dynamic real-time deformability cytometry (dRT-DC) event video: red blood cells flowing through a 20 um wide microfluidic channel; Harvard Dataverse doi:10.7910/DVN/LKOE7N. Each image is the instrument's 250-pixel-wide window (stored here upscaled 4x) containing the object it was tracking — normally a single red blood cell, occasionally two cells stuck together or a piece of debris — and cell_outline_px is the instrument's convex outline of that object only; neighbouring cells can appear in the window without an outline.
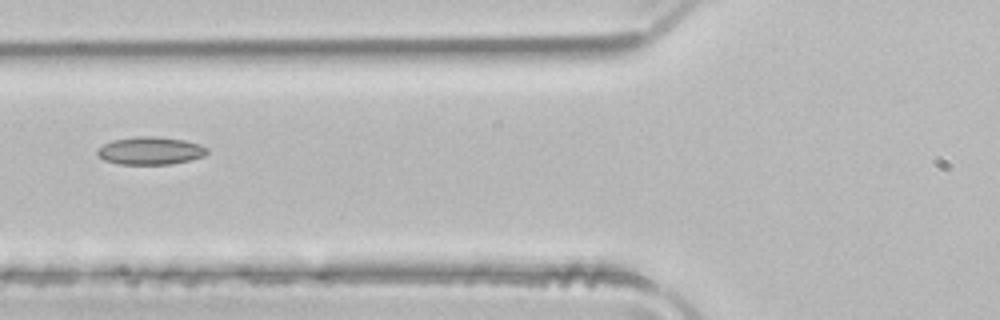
{"species": "common noctule bat (a hibernating species)", "species_latin": "Nyctalus noctula", "temperature_condition": "room temperature", "stored_images_in_passage": 5, "camera_frame_rate_fps": 3000, "um_per_image_px": 0.085, "animal": {"sex": "male", "body_mass_g": 21.5, "forearm_length_mm": 52.0}, "frame": {"image": 1, "passage_image": 5, "time_ms": 1.333, "image_size_px": [1000, 320], "cell_outline_px": [[208, 152], [204, 156], [188, 160], [168, 164], [120, 164], [104, 160], [96, 152], [96, 148], [112, 140], [136, 136], [152, 136], [184, 140], [200, 144], [208, 148]], "centroid_in_image_um": [12.76, 12.8], "position_along_channel_um": 113.0, "area_um2": 17.69}}